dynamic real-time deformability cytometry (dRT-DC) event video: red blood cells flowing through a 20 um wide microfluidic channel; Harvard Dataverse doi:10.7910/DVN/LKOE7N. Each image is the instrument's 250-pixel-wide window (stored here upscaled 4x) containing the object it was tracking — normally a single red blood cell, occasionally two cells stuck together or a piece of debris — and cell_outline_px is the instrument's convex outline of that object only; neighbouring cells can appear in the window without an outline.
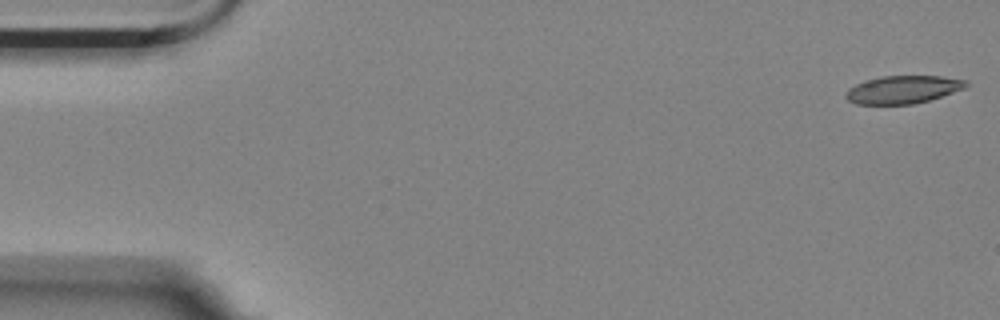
{"species": "Egyptian fruit bat (a non-hibernating species)", "species_latin": "Rousettus aegyptiacus", "temperature_condition": "room temperature", "stored_images_in_passage": 9, "camera_frame_rate_fps": 3000, "um_per_image_px": 0.085, "animal": {"sex": "female"}, "frame": {"image": 1, "passage_image": 1, "time_ms": 0.0, "image_size_px": [1000, 320], "cell_outline_px": [[968, 84], [964, 88], [928, 100], [912, 104], [856, 104], [848, 100], [844, 96], [848, 88], [864, 80], [880, 76], [940, 76], [968, 80]], "centroid_in_image_um": [76.71, 7.6], "position_along_channel_um": 8.3, "area_um2": 19.42}}